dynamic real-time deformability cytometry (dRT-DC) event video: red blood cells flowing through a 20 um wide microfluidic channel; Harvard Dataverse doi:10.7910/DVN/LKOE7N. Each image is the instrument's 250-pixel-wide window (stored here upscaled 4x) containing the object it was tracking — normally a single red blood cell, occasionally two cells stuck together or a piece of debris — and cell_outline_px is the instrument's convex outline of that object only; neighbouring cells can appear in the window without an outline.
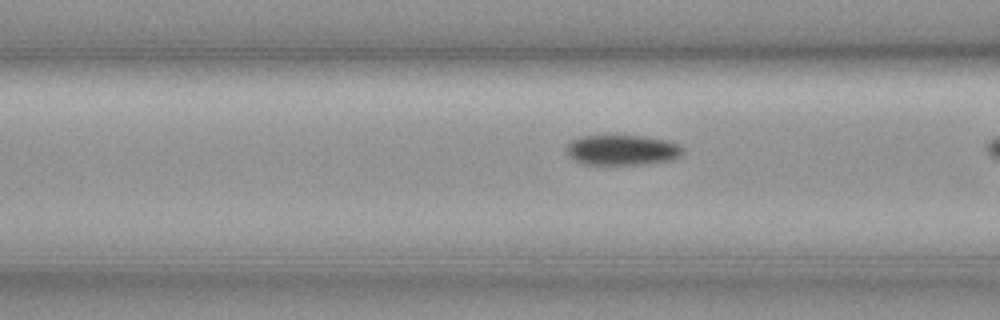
{"species": "common noctule bat (a hibernating species)", "species_latin": "Nyctalus noctula", "temperature_condition": "cold", "stored_images_in_passage": 27, "camera_frame_rate_fps": 3000, "um_per_image_px": 0.085, "animal": {"sex": "female", "body_mass_g": 19.3, "forearm_length_mm": 54.1}, "frame": {"image": 1, "passage_image": 8, "time_ms": 2.333, "image_size_px": [1000, 320], "cell_outline_px": [[684, 152], [680, 156], [672, 160], [636, 164], [584, 164], [568, 156], [568, 144], [572, 140], [580, 136], [644, 136], [668, 140], [676, 144]], "centroid_in_image_um": [52.89, 12.74], "position_along_channel_um": 113.7, "area_um2": 20.17}}